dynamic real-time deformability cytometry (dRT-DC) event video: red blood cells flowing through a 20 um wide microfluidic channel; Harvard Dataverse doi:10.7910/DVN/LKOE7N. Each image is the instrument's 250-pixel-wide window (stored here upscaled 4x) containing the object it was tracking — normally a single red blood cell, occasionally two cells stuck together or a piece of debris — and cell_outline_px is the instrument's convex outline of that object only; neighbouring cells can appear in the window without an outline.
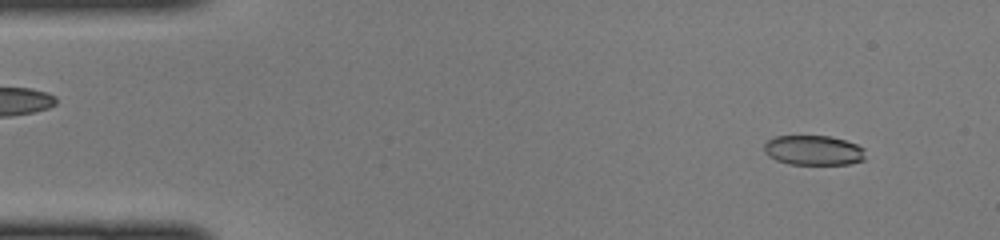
{"species": "common noctule bat (a hibernating species)", "species_latin": "Nyctalus noctula", "temperature_condition": "cold", "stored_images_in_passage": 46, "camera_frame_rate_fps": 3000, "um_per_image_px": 0.085, "animal": {"sex": "female", "body_mass_g": 22.0, "forearm_length_mm": 56.7}, "frame": {"image": 1, "passage_image": 4, "time_ms": 1.0, "image_size_px": [1000, 240], "cell_outline_px": [[864, 160], [848, 164], [788, 164], [776, 160], [768, 156], [764, 152], [764, 144], [768, 140], [776, 136], [828, 136], [844, 140], [856, 144], [864, 148]], "centroid_in_image_um": [69.12, 12.78], "position_along_channel_um": 15.9, "area_um2": 17.57}}
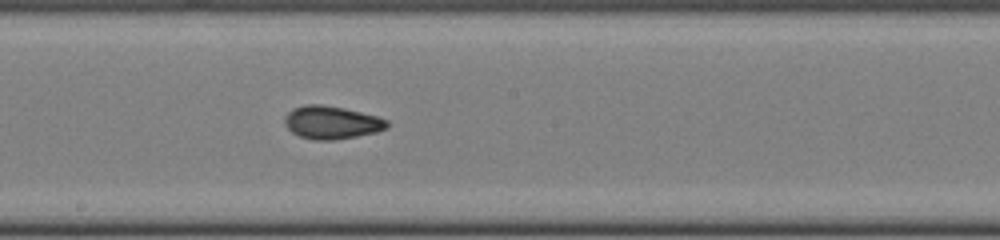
{"frame": {"image": 2, "passage_image": 25, "time_ms": 8.0, "image_size_px": [1000, 240], "cell_outline_px": [[388, 128], [376, 132], [356, 136], [332, 140], [316, 140], [300, 136], [292, 132], [284, 124], [284, 116], [292, 108], [304, 104], [320, 104], [344, 108], [376, 116], [388, 120]], "centroid_in_image_um": [28.16, 10.4], "position_along_channel_um": 220.0, "area_um2": 19.65}}
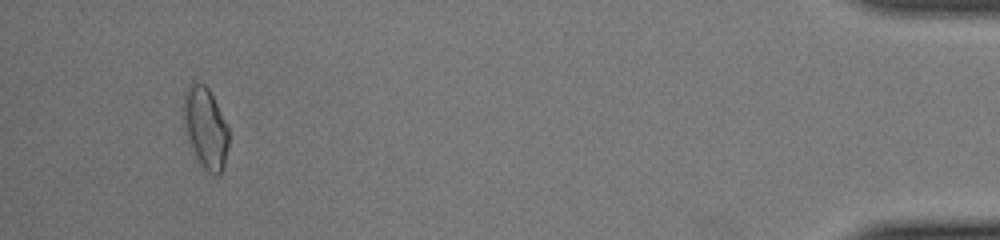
{"frame": {"image": 3, "passage_image": 44, "time_ms": 14.333, "image_size_px": [1000, 240], "cell_outline_px": [[228, 144], [224, 164], [220, 172], [216, 176], [208, 172], [200, 164], [196, 156], [184, 128], [184, 92], [192, 84], [204, 84], [208, 88], [228, 124]], "centroid_in_image_um": [17.49, 10.88], "position_along_channel_um": 417.7, "area_um2": 20.87}}